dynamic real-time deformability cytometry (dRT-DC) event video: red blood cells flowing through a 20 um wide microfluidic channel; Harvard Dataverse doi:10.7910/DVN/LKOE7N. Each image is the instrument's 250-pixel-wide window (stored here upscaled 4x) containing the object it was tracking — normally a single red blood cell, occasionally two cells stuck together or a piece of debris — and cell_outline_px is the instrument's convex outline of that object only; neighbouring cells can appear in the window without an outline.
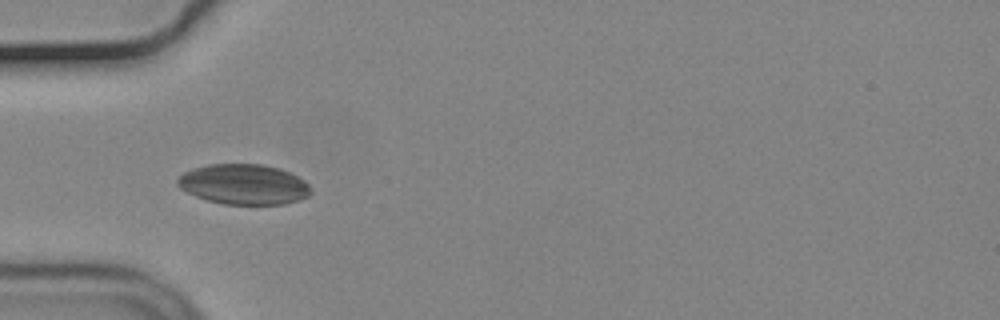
{"species": "common noctule bat (a hibernating species)", "species_latin": "Nyctalus noctula", "temperature_condition": "cold", "stored_images_in_passage": 27, "camera_frame_rate_fps": 3000, "um_per_image_px": 0.085, "animal": {"sex": "male", "body_mass_g": 19.2, "forearm_length_mm": 51.8}, "frame": {"image": 1, "passage_image": 4, "time_ms": 1.0, "image_size_px": [1000, 320], "cell_outline_px": [[312, 192], [308, 196], [300, 200], [284, 204], [224, 204], [208, 200], [196, 196], [180, 188], [176, 184], [176, 180], [184, 172], [192, 168], [208, 164], [264, 164], [280, 168], [304, 180], [308, 184]], "centroid_in_image_um": [20.72, 15.66], "position_along_channel_um": 64.3, "area_um2": 31.33}}
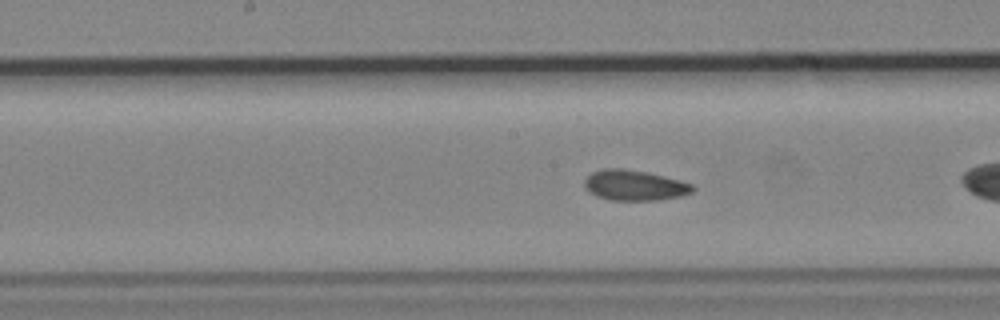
{"frame": {"image": 2, "passage_image": 12, "time_ms": 3.667, "image_size_px": [1000, 320], "cell_outline_px": [[696, 188], [692, 192], [680, 196], [656, 200], [608, 200], [596, 196], [584, 188], [584, 180], [592, 172], [604, 168], [620, 168], [648, 172], [680, 180], [692, 184]], "centroid_in_image_um": [53.92, 15.75], "position_along_channel_um": 194.3, "area_um2": 19.25}}
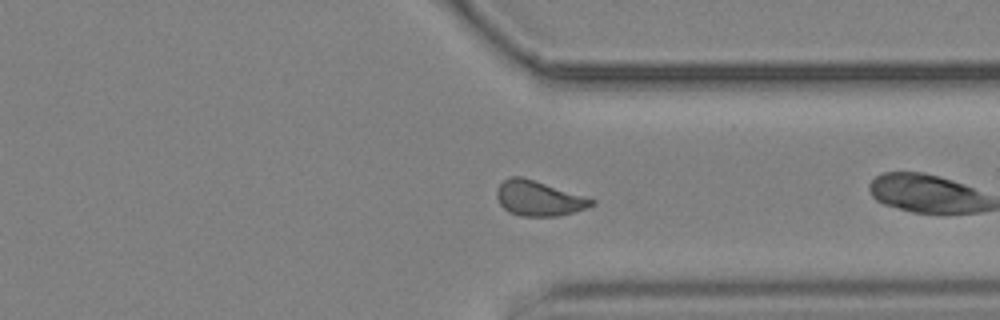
{"frame": {"image": 3, "passage_image": 26, "time_ms": 8.333, "image_size_px": [1000, 320], "cell_outline_px": [[596, 204], [588, 208], [576, 212], [560, 216], [520, 216], [508, 212], [500, 204], [496, 196], [496, 188], [504, 180], [512, 176], [520, 176], [596, 200]], "centroid_in_image_um": [45.79, 16.88], "position_along_channel_um": 365.6, "area_um2": 19.31}}